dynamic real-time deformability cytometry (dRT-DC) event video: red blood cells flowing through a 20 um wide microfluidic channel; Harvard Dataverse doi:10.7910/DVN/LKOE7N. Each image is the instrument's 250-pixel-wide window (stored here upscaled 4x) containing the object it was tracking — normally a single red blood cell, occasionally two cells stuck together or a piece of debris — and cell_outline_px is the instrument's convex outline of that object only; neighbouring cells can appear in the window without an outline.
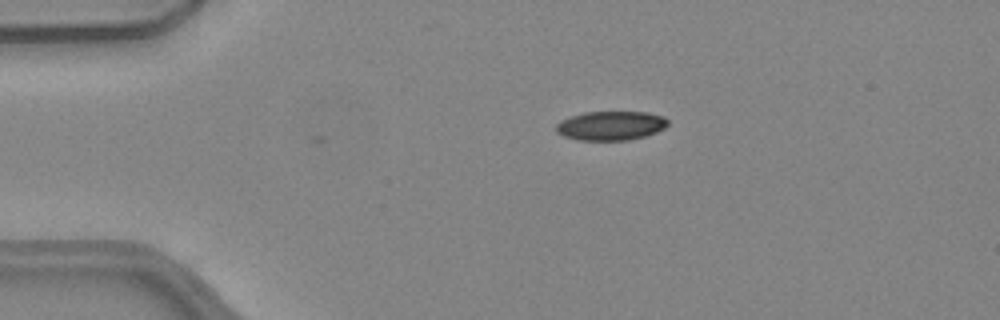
{"species": "common noctule bat (a hibernating species)", "species_latin": "Nyctalus noctula", "temperature_condition": "warm", "stored_images_in_passage": 5, "camera_frame_rate_fps": 3000, "um_per_image_px": 0.085, "animal": {"sex": "female", "body_mass_g": 24.6, "forearm_length_mm": 56.2}, "frame": {"image": 1, "passage_image": 1, "time_ms": 0.0, "image_size_px": [1000, 320], "cell_outline_px": [[668, 124], [664, 128], [656, 132], [644, 136], [628, 140], [580, 140], [564, 136], [556, 132], [556, 124], [560, 120], [584, 112], [648, 112], [664, 116], [668, 120]], "centroid_in_image_um": [51.92, 10.67], "position_along_channel_um": 33.1, "area_um2": 18.96}}